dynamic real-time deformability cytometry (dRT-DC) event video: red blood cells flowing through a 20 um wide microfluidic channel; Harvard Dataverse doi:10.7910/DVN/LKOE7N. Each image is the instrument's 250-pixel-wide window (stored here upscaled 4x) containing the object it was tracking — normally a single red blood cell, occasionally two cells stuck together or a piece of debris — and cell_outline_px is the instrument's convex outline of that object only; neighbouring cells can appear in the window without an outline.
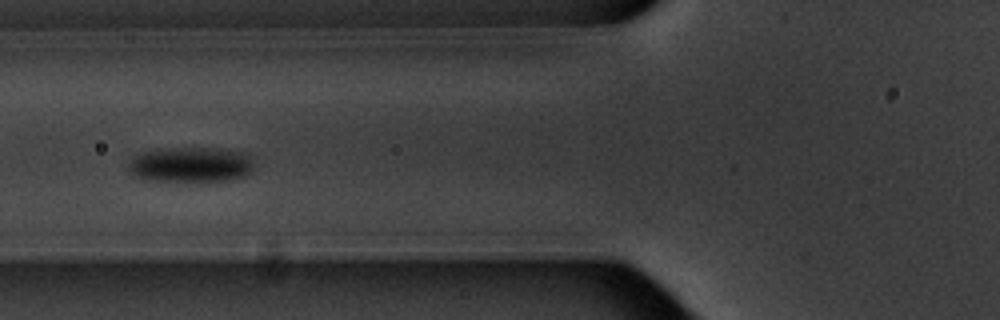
{"species": "common noctule bat (a hibernating species)", "species_latin": "Nyctalus noctula", "temperature_condition": "warm", "stored_images_in_passage": 9, "camera_frame_rate_fps": 3000, "um_per_image_px": 0.085, "animal": {"sex": "male", "body_mass_g": 20.1, "forearm_length_mm": 53.5}, "frame": {"image": 1, "passage_image": 7, "time_ms": 7.0, "image_size_px": [1000, 320], "cell_outline_px": [[252, 172], [248, 176], [232, 180], [200, 184], [144, 180], [132, 176], [128, 168], [128, 164], [136, 156], [144, 152], [180, 148], [216, 148], [248, 152], [252, 156]], "centroid_in_image_um": [16.3, 14.06], "position_along_channel_um": 109.5, "area_um2": 26.93}}